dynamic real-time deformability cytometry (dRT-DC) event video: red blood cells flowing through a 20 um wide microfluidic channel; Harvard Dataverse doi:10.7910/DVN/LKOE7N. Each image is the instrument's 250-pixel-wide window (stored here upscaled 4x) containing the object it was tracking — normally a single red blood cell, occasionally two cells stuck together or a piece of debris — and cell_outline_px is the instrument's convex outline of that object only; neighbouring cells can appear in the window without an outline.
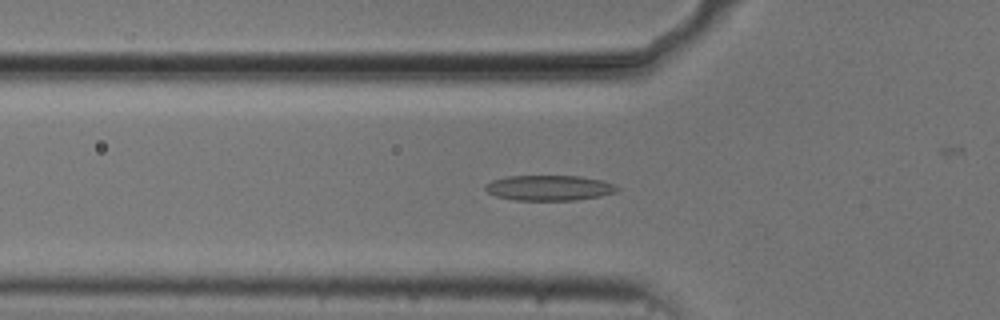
{"species": "common noctule bat (a hibernating species)", "species_latin": "Nyctalus noctula", "temperature_condition": "cold", "stored_images_in_passage": 48, "camera_frame_rate_fps": 3000, "um_per_image_px": 0.085, "animal": {"sex": "male", "body_mass_g": 20.5, "forearm_length_mm": 52.5}, "frame": {"image": 1, "passage_image": 17, "time_ms": 5.333, "image_size_px": [1000, 320], "cell_outline_px": [[620, 188], [616, 192], [600, 196], [576, 200], [512, 200], [496, 196], [488, 192], [484, 188], [484, 184], [492, 180], [508, 176], [580, 176], [600, 180], [616, 184]], "centroid_in_image_um": [46.68, 15.97], "position_along_channel_um": 79.1, "area_um2": 19.54}}
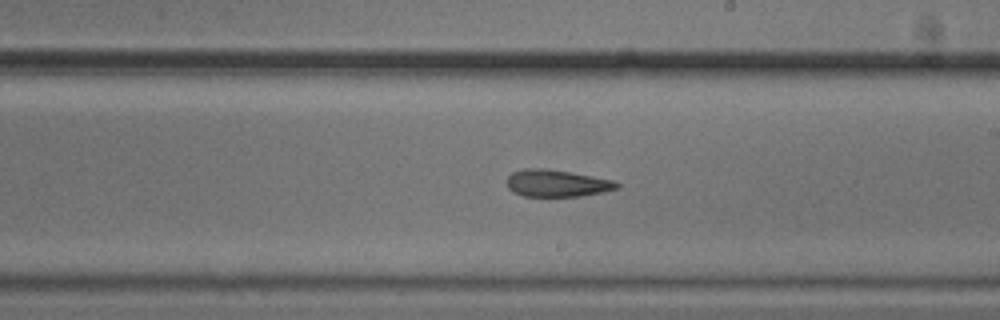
{"frame": {"image": 2, "passage_image": 30, "time_ms": 9.667, "image_size_px": [1000, 320], "cell_outline_px": [[620, 188], [604, 192], [580, 196], [524, 196], [512, 192], [508, 188], [504, 180], [512, 172], [524, 168], [544, 168], [592, 176], [612, 180], [620, 184]], "centroid_in_image_um": [47.29, 15.58], "position_along_channel_um": 241.7, "area_um2": 17.46}}
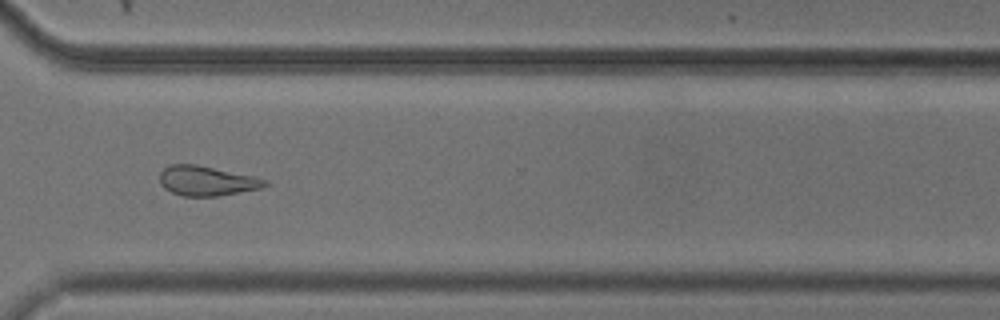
{"frame": {"image": 3, "passage_image": 39, "time_ms": 12.667, "image_size_px": [1000, 320], "cell_outline_px": [[268, 184], [260, 188], [220, 196], [184, 196], [172, 192], [164, 188], [160, 184], [160, 172], [168, 164], [196, 164], [256, 176], [268, 180]], "centroid_in_image_um": [17.57, 15.36], "position_along_channel_um": 353.0, "area_um2": 18.38}}